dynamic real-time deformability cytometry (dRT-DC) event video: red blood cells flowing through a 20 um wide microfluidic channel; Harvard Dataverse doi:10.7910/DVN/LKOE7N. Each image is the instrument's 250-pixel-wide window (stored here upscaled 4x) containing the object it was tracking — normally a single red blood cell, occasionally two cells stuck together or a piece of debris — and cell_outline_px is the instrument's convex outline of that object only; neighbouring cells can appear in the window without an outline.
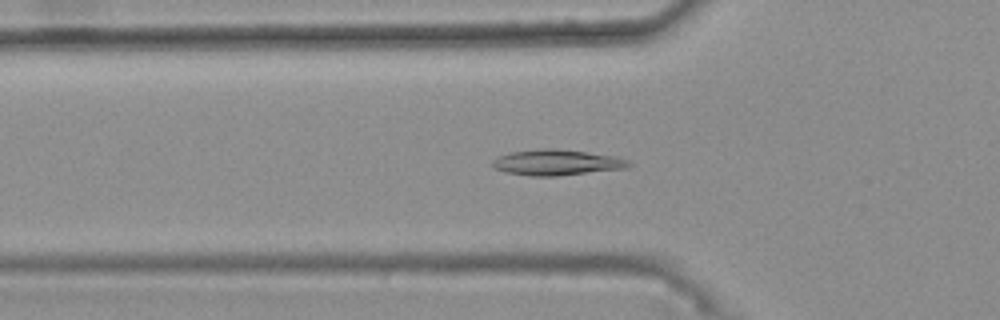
{"species": "common noctule bat (a hibernating species)", "species_latin": "Nyctalus noctula", "temperature_condition": "warm", "stored_images_in_passage": 37, "camera_frame_rate_fps": 3000, "um_per_image_px": 0.085, "animal": {"sex": "female", "body_mass_g": 25.1}, "frame": {"image": 1, "passage_image": 8, "time_ms": 2.333, "image_size_px": [1000, 320], "cell_outline_px": [[632, 164], [628, 168], [556, 176], [532, 176], [508, 172], [492, 168], [492, 160], [500, 156], [512, 152], [544, 148], [552, 148], [616, 156], [628, 160]], "centroid_in_image_um": [47.34, 13.81], "position_along_channel_um": 78.5, "area_um2": 20.23}}
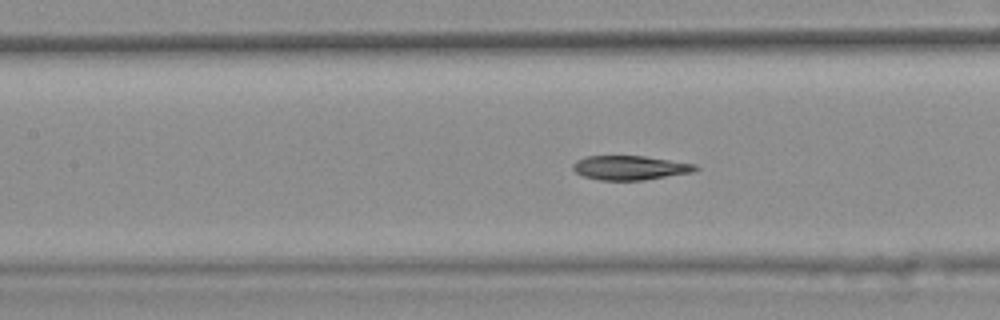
{"frame": {"image": 2, "passage_image": 14, "time_ms": 4.333, "image_size_px": [1000, 320], "cell_outline_px": [[700, 168], [692, 172], [644, 180], [600, 180], [584, 176], [576, 172], [572, 168], [572, 164], [576, 160], [588, 156], [644, 156], [696, 164]], "centroid_in_image_um": [53.55, 14.25], "position_along_channel_um": 153.9, "area_um2": 17.22}}
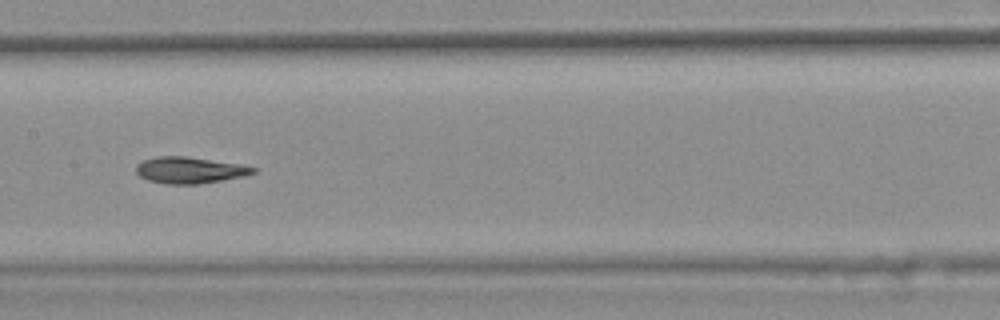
{"frame": {"image": 3, "passage_image": 17, "time_ms": 5.333, "image_size_px": [1000, 320], "cell_outline_px": [[256, 172], [244, 176], [200, 184], [164, 184], [148, 180], [140, 176], [136, 172], [136, 164], [144, 160], [156, 156], [184, 156], [240, 164], [256, 168]], "centroid_in_image_um": [16.1, 14.47], "position_along_channel_um": 191.3, "area_um2": 17.98}, "authors_computed_cell_mechanics": {"area_um2": 17.9758, "velocity_mm_per_s": 3.7491, "shape_relaxation_time_tau1_ms": 10.6228, "shape_relaxation_time_tau2_ms": 5.1313, "deformation_change_tau1": 0.2144, "deformation_change_tau2": 0.0911}}